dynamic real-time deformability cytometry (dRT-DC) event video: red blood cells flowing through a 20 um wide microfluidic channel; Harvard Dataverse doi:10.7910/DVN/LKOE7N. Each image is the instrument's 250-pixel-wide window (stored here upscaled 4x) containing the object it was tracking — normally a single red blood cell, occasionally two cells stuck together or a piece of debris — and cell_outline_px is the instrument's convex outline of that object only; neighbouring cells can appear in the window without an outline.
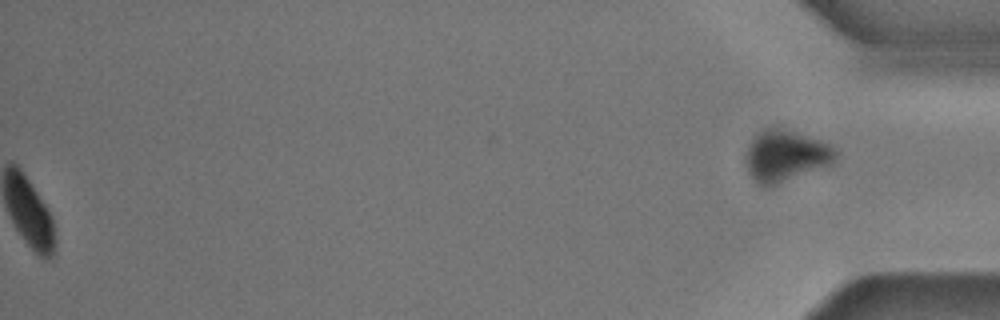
{"species": "common noctule bat (a hibernating species)", "species_latin": "Nyctalus noctula", "temperature_condition": "cold", "stored_images_in_passage": 57, "segment_of_instrument_passage": [2, 2], "camera_frame_rate_fps": 3000, "um_per_image_px": 0.085, "animal": {"sex": "male", "body_mass_g": 17.9, "forearm_length_mm": 54.2}, "frame": {"image": 1, "passage_image": 57, "time_ms": 18.667, "image_size_px": [1000, 320], "cell_outline_px": [[836, 156], [832, 164], [776, 184], [760, 184], [748, 172], [744, 156], [748, 144], [764, 128], [780, 128], [820, 140], [832, 144], [836, 148]], "centroid_in_image_um": [66.78, 13.22], "position_along_channel_um": 368.4, "area_um2": 26.36}}